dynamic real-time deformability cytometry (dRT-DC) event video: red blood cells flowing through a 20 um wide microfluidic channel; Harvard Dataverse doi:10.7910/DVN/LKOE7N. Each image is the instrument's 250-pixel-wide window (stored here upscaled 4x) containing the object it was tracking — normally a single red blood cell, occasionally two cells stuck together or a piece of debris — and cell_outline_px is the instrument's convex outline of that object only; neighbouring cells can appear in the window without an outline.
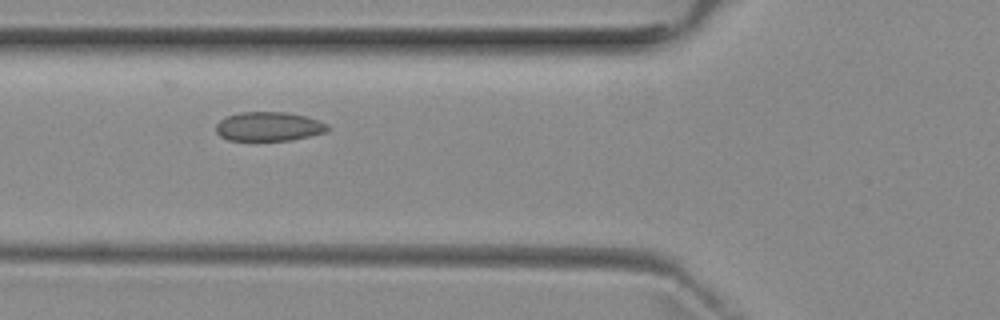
{"species": "common noctule bat (a hibernating species)", "species_latin": "Nyctalus noctula", "temperature_condition": "room temperature", "stored_images_in_passage": 5, "camera_frame_rate_fps": 3000, "um_per_image_px": 0.085, "animal": {"sex": "female", "body_mass_g": 29.2, "forearm_length_mm": 56.3}, "frame": {"image": 1, "passage_image": 3, "time_ms": 2.333, "image_size_px": [1000, 320], "cell_outline_px": [[328, 128], [324, 132], [292, 140], [228, 140], [220, 136], [216, 132], [216, 124], [220, 120], [228, 116], [240, 112], [284, 112], [304, 116], [328, 124]], "centroid_in_image_um": [22.8, 10.75], "position_along_channel_um": 103.0, "area_um2": 18.67}}
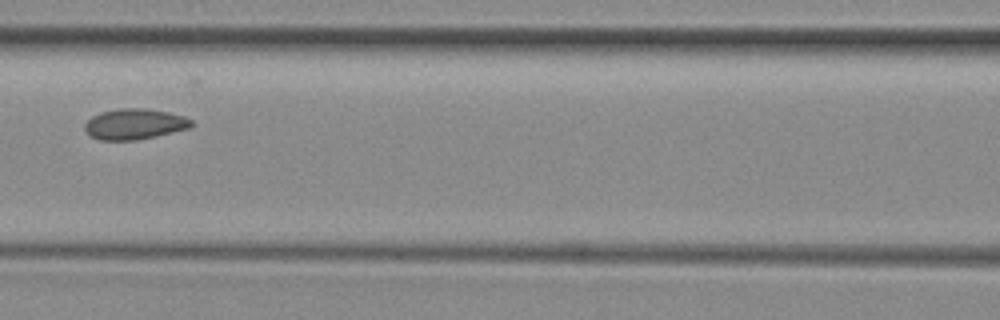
{"frame": {"image": 2, "passage_image": 4, "time_ms": 3.667, "image_size_px": [1000, 320], "cell_outline_px": [[196, 124], [188, 128], [156, 136], [136, 140], [100, 140], [88, 136], [84, 128], [84, 124], [92, 116], [100, 112], [120, 108], [144, 108], [168, 112], [184, 116], [192, 120]], "centroid_in_image_um": [11.42, 10.55], "position_along_channel_um": 155.2, "area_um2": 19.19}}
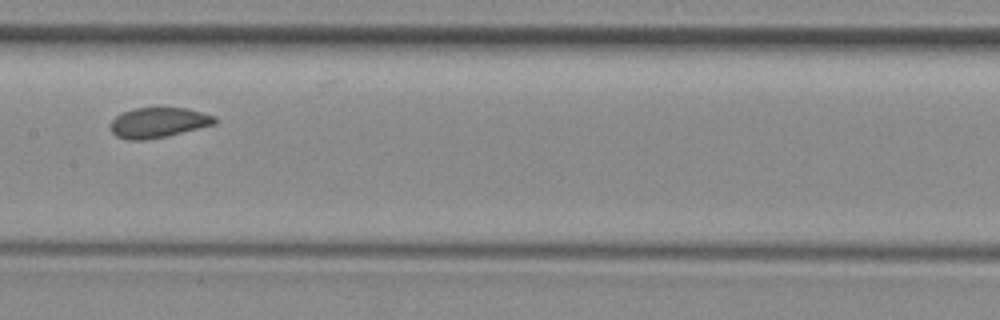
{"frame": {"image": 3, "passage_image": 5, "time_ms": 4.667, "image_size_px": [1000, 320], "cell_outline_px": [[216, 124], [164, 136], [144, 140], [128, 140], [116, 136], [112, 132], [112, 120], [120, 112], [132, 108], [188, 108], [216, 116]], "centroid_in_image_um": [13.45, 10.4], "position_along_channel_um": 193.9, "area_um2": 18.21}}